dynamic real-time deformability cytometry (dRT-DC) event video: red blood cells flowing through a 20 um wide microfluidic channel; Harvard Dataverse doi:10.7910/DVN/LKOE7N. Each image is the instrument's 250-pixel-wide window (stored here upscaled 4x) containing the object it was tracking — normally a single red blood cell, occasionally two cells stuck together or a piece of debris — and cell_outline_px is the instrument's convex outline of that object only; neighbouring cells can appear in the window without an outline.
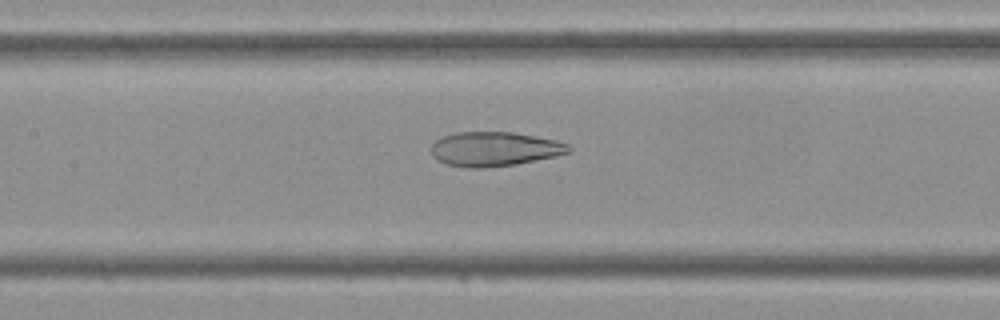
{"species": "Egyptian fruit bat (a non-hibernating species)", "species_latin": "Rousettus aegyptiacus", "temperature_condition": "cold", "stored_images_in_passage": 36, "camera_frame_rate_fps": 3000, "um_per_image_px": 0.085, "frame": {"image": 1, "passage_image": 12, "time_ms": 3.667, "image_size_px": [1000, 320], "cell_outline_px": [[572, 148], [568, 152], [556, 156], [516, 164], [484, 168], [468, 168], [448, 164], [432, 156], [432, 144], [436, 140], [444, 136], [456, 132], [512, 132], [536, 136], [556, 140], [568, 144]], "centroid_in_image_um": [42.04, 12.66], "position_along_channel_um": 165.4, "area_um2": 27.4}}
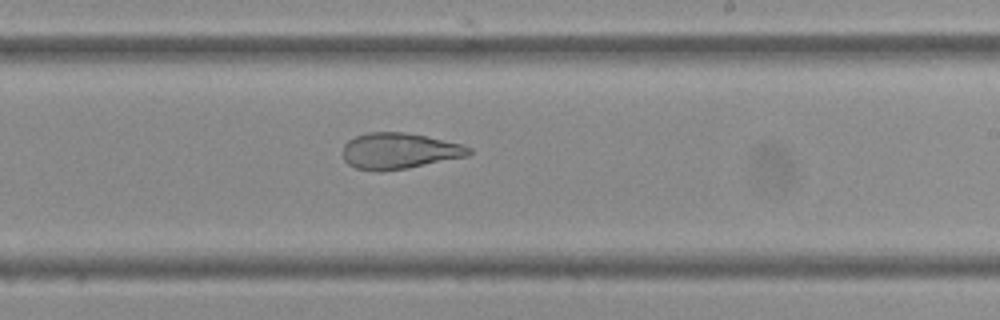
{"frame": {"image": 2, "passage_image": 18, "time_ms": 5.667, "image_size_px": [1000, 320], "cell_outline_px": [[472, 152], [468, 156], [408, 168], [380, 172], [356, 168], [348, 164], [344, 160], [344, 144], [348, 140], [356, 136], [368, 132], [404, 132], [464, 144], [472, 148]], "centroid_in_image_um": [33.95, 12.83], "position_along_channel_um": 255.1, "area_um2": 26.53}}
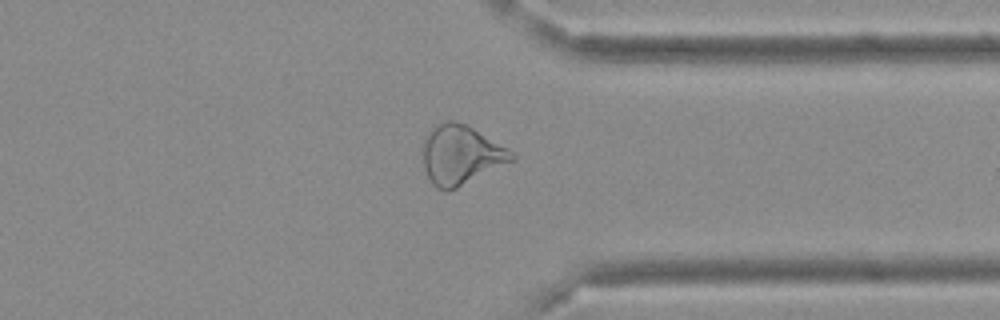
{"frame": {"image": 3, "passage_image": 26, "time_ms": 8.333, "image_size_px": [1000, 320], "cell_outline_px": [[516, 160], [448, 192], [436, 188], [432, 184], [424, 168], [420, 152], [424, 136], [436, 124], [444, 120], [456, 120], [468, 124], [508, 148], [516, 156]], "centroid_in_image_um": [39.15, 13.15], "position_along_channel_um": 372.3, "area_um2": 31.56}}